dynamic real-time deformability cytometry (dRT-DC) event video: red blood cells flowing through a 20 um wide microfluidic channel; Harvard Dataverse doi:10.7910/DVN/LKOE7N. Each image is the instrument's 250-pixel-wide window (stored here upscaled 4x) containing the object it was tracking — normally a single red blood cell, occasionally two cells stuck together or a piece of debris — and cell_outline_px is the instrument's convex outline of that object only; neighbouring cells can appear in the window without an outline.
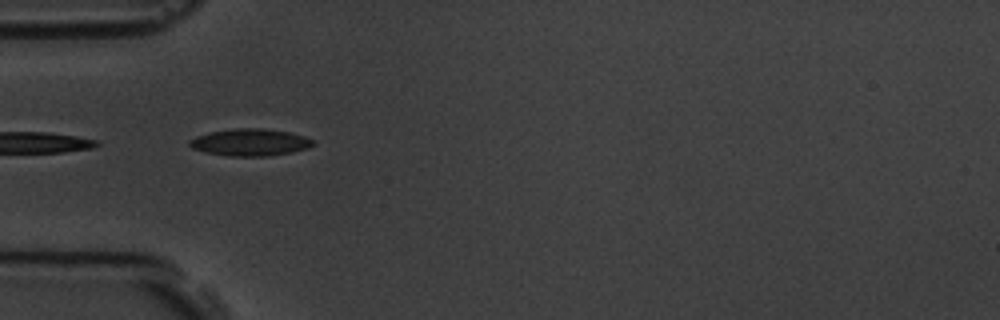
{"species": "common noctule bat (a hibernating species)", "species_latin": "Nyctalus noctula", "temperature_condition": "room temperature", "stored_images_in_passage": 2, "camera_frame_rate_fps": 3000, "um_per_image_px": 0.085, "animal": {"sex": "male", "body_mass_g": 19.5, "forearm_length_mm": 54.6}, "frame": {"image": 1, "passage_image": 1, "time_ms": 0.0, "image_size_px": [1000, 320], "cell_outline_px": [[316, 144], [308, 148], [292, 152], [268, 156], [232, 156], [204, 152], [192, 148], [188, 144], [188, 140], [196, 136], [208, 132], [236, 128], [260, 128], [288, 132], [304, 136], [316, 140]], "centroid_in_image_um": [21.27, 12.1], "position_along_channel_um": 63.7, "area_um2": 19.59}}